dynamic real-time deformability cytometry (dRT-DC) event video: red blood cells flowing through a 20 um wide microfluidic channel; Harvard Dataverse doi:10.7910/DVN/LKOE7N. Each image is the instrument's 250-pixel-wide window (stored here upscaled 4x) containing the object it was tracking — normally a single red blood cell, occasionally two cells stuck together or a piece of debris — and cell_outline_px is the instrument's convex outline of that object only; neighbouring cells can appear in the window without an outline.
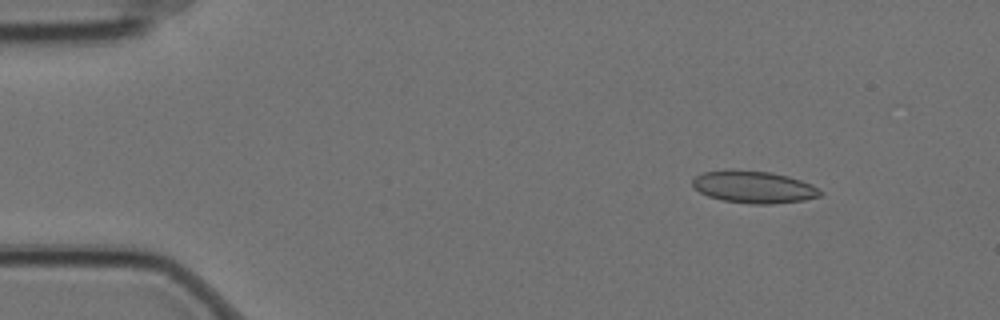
{"species": "Egyptian fruit bat (a non-hibernating species)", "species_latin": "Rousettus aegyptiacus", "temperature_condition": "cold", "stored_images_in_passage": 5, "camera_frame_rate_fps": 3000, "um_per_image_px": 0.085, "animal": {"sex": "female"}, "frame": {"image": 1, "passage_image": 2, "time_ms": 0.333, "image_size_px": [1000, 320], "cell_outline_px": [[824, 192], [820, 196], [804, 200], [772, 204], [752, 204], [724, 200], [708, 196], [700, 192], [692, 184], [692, 180], [696, 176], [704, 172], [772, 172], [788, 176], [812, 184]], "centroid_in_image_um": [64.15, 15.93], "position_along_channel_um": 20.9, "area_um2": 23.18}}
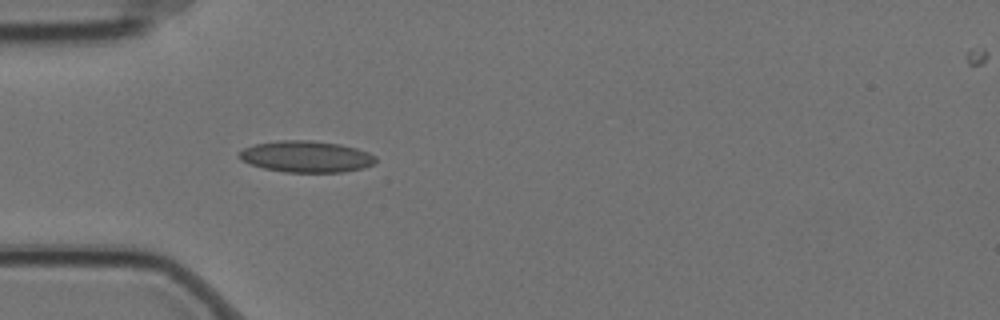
{"frame": {"image": 2, "passage_image": 5, "time_ms": 1.333, "image_size_px": [1000, 320], "cell_outline_px": [[376, 160], [372, 164], [364, 168], [344, 172], [284, 172], [264, 168], [240, 160], [236, 156], [236, 152], [244, 148], [256, 144], [280, 140], [312, 140], [340, 144], [356, 148], [368, 152], [376, 156]], "centroid_in_image_um": [26.01, 13.31], "position_along_channel_um": 59.0, "area_um2": 25.14}}